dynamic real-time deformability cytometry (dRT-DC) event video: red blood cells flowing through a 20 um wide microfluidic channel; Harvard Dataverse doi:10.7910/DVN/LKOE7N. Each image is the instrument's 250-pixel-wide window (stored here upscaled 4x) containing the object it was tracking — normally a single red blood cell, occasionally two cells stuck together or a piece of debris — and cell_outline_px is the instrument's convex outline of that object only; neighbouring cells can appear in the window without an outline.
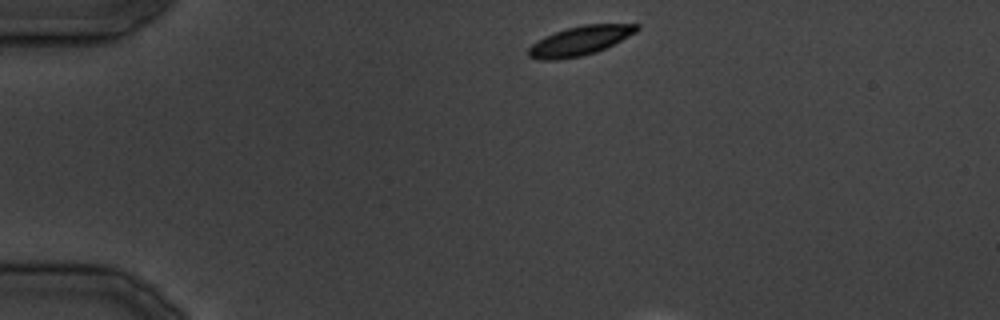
{"species": "common noctule bat (a hibernating species)", "species_latin": "Nyctalus noctula", "temperature_condition": "cold", "stored_images_in_passage": 4, "camera_frame_rate_fps": 3000, "um_per_image_px": 0.085, "animal": {"sex": "male", "body_mass_g": 19.5, "forearm_length_mm": 54.6}, "frame": {"image": 1, "passage_image": 1, "time_ms": 0.0, "image_size_px": [1000, 320], "cell_outline_px": [[640, 28], [636, 32], [596, 52], [580, 56], [556, 60], [540, 60], [528, 56], [528, 48], [532, 44], [556, 32], [568, 28], [584, 24], [640, 24]], "centroid_in_image_um": [49.3, 3.47], "position_along_channel_um": 35.7, "area_um2": 18.03}}